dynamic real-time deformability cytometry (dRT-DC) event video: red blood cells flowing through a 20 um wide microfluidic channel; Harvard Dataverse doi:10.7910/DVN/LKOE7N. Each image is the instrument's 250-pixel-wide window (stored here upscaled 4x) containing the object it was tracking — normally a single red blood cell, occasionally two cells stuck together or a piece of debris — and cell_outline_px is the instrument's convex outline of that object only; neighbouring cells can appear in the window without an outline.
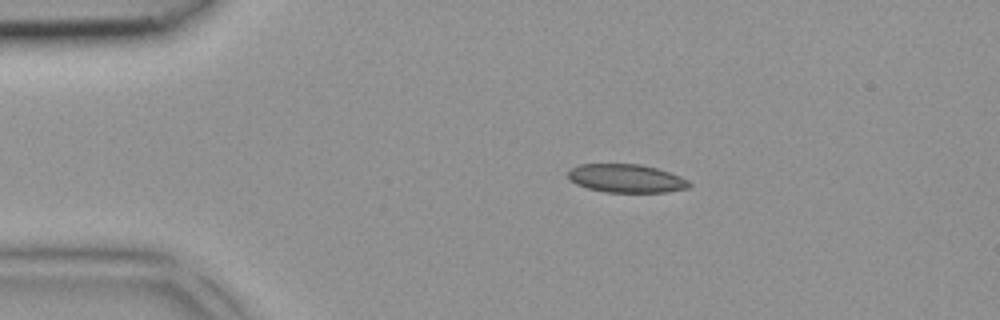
{"species": "common noctule bat (a hibernating species)", "species_latin": "Nyctalus noctula", "temperature_condition": "room temperature", "stored_images_in_passage": 2, "camera_frame_rate_fps": 3000, "um_per_image_px": 0.085, "animal": {"sex": "female", "body_mass_g": 18.4}, "frame": {"image": 1, "passage_image": 1, "time_ms": 0.0, "image_size_px": [1000, 320], "cell_outline_px": [[692, 184], [688, 188], [668, 192], [604, 192], [588, 188], [576, 184], [568, 176], [568, 172], [572, 168], [580, 164], [640, 164], [656, 168], [680, 176], [688, 180]], "centroid_in_image_um": [53.25, 15.17], "position_along_channel_um": 31.7, "area_um2": 19.94}}